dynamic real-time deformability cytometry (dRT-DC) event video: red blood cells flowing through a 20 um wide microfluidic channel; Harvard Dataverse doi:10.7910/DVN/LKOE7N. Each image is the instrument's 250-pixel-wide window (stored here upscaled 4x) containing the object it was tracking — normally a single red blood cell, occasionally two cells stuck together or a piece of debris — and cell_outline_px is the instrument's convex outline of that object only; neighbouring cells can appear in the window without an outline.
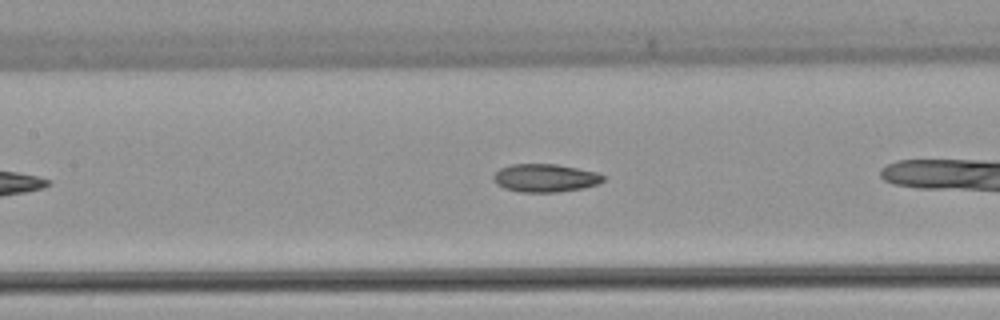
{"species": "common noctule bat (a hibernating species)", "species_latin": "Nyctalus noctula", "temperature_condition": "warm", "stored_images_in_passage": 24, "camera_frame_rate_fps": 3000, "um_per_image_px": 0.085, "animal": {"sex": "female", "body_mass_g": 22.7, "forearm_length_mm": 54.2}, "frame": {"image": 1, "passage_image": 8, "time_ms": 2.333, "image_size_px": [1000, 320], "cell_outline_px": [[604, 180], [596, 184], [584, 188], [556, 192], [520, 192], [504, 188], [496, 184], [492, 180], [492, 176], [500, 168], [512, 164], [556, 164], [596, 172], [604, 176]], "centroid_in_image_um": [46.29, 15.13], "position_along_channel_um": 161.1, "area_um2": 17.92}}